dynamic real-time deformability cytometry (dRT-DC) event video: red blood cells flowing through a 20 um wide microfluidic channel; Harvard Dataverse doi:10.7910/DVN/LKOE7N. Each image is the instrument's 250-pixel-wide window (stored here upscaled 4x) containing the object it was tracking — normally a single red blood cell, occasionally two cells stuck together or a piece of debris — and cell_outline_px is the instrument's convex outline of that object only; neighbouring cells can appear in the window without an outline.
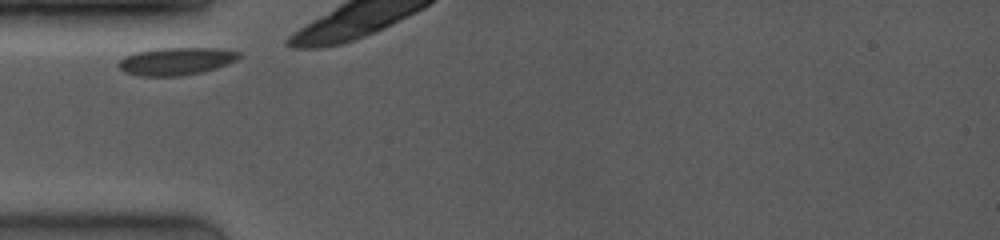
{"species": "common noctule bat (a hibernating species)", "species_latin": "Nyctalus noctula", "temperature_condition": "room temperature", "stored_images_in_passage": 34, "camera_frame_rate_fps": 4000, "um_per_image_px": 0.085, "animal": {"sex": "female", "body_mass_g": 19.0, "forearm_length_mm": 53.3}, "frame": {"image": 1, "passage_image": 1, "time_ms": 0.0, "image_size_px": [1000, 240], "cell_outline_px": [[244, 56], [236, 60], [216, 68], [204, 72], [180, 76], [140, 76], [124, 72], [116, 64], [124, 56], [136, 52], [160, 48], [216, 48], [240, 52]], "centroid_in_image_um": [14.98, 5.21], "position_along_channel_um": 70.0, "area_um2": 19.48}}